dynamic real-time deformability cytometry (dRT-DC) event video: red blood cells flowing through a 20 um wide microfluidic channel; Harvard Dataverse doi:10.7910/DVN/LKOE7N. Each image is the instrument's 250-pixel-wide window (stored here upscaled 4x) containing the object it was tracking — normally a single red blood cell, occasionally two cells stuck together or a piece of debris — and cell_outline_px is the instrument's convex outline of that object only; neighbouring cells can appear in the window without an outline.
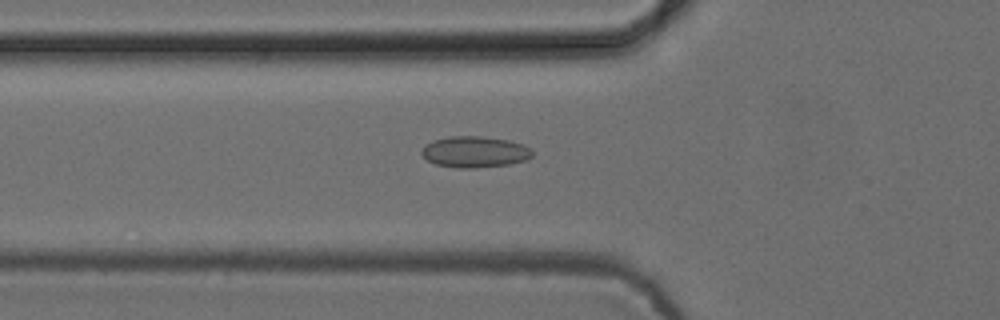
{"species": "common noctule bat (a hibernating species)", "species_latin": "Nyctalus noctula", "temperature_condition": "cold", "stored_images_in_passage": 53, "camera_frame_rate_fps": 3000, "um_per_image_px": 0.085, "animal": {"sex": "female", "body_mass_g": 24.6, "forearm_length_mm": 56.2}, "frame": {"image": 1, "passage_image": 19, "time_ms": 6.0, "image_size_px": [1000, 320], "cell_outline_px": [[532, 156], [524, 160], [508, 164], [476, 168], [456, 168], [436, 164], [428, 160], [420, 152], [424, 144], [432, 140], [448, 136], [480, 136], [508, 140], [524, 144], [532, 148]], "centroid_in_image_um": [40.33, 12.9], "position_along_channel_um": 85.5, "area_um2": 20.23}}
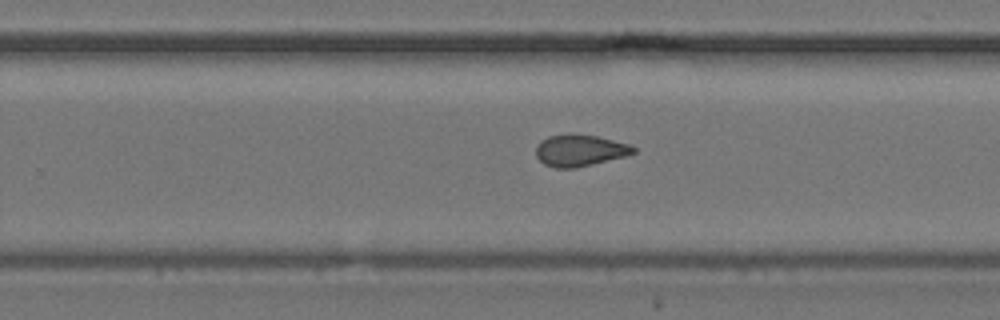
{"frame": {"image": 2, "passage_image": 34, "time_ms": 11.0, "image_size_px": [1000, 320], "cell_outline_px": [[636, 152], [624, 156], [576, 168], [556, 168], [544, 164], [536, 156], [536, 148], [540, 140], [548, 136], [572, 132], [576, 132], [596, 136], [632, 144], [636, 148]], "centroid_in_image_um": [49.28, 12.76], "position_along_channel_um": 280.5, "area_um2": 18.26}}
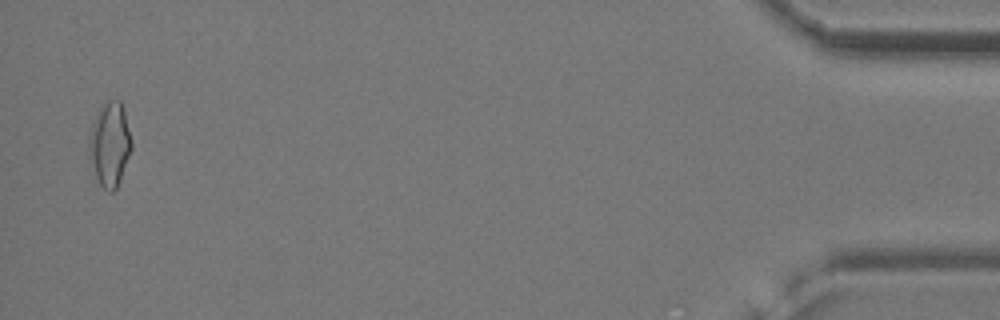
{"frame": {"image": 3, "passage_image": 52, "time_ms": 17.0, "image_size_px": [1000, 320], "cell_outline_px": [[132, 148], [120, 180], [116, 188], [112, 192], [108, 192], [100, 184], [88, 160], [88, 136], [92, 124], [100, 104], [108, 100], [120, 100], [124, 108], [132, 140]], "centroid_in_image_um": [9.31, 12.23], "position_along_channel_um": 425.9, "area_um2": 21.27}, "authors_computed_cell_mechanics": {"area_um2": 18.7272, "velocity_mm_per_s": 3.8853, "shape_relaxation_time_tau1_ms": null, "shape_relaxation_time_tau2_ms": 2.1869, "deformation_change_tau1": null, "deformation_change_tau2": 0.0727}}